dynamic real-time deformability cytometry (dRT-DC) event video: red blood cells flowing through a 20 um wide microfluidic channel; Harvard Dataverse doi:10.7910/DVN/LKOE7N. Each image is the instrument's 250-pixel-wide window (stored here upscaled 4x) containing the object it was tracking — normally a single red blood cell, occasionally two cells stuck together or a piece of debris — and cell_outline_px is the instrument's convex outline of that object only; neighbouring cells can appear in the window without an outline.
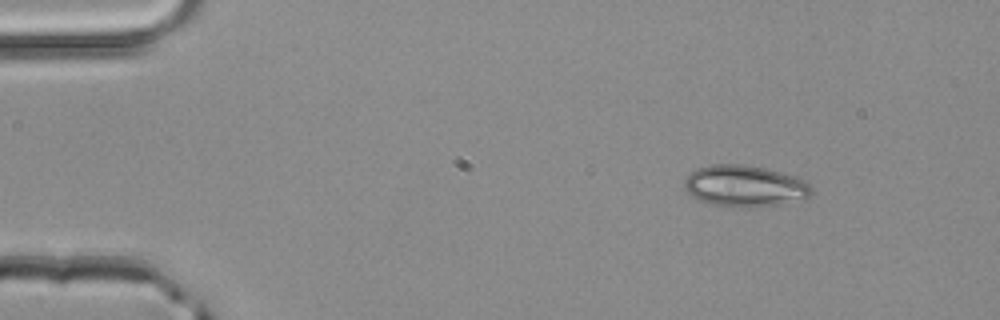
{"species": "common noctule bat (a hibernating species)", "species_latin": "Nyctalus noctula", "temperature_condition": "room temperature", "stored_images_in_passage": 3, "camera_frame_rate_fps": 3000, "um_per_image_px": 0.085, "animal": {"sex": "male", "body_mass_g": 20.4}, "frame": {"image": 1, "passage_image": 1, "time_ms": 0.0, "image_size_px": [1000, 320], "cell_outline_px": [[812, 192], [804, 200], [776, 204], [712, 204], [700, 200], [692, 196], [684, 188], [684, 180], [692, 172], [700, 168], [712, 164], [744, 164], [764, 168], [800, 176], [808, 180], [812, 184]], "centroid_in_image_um": [63.38, 15.75], "position_along_channel_um": 21.6, "area_um2": 30.0}}